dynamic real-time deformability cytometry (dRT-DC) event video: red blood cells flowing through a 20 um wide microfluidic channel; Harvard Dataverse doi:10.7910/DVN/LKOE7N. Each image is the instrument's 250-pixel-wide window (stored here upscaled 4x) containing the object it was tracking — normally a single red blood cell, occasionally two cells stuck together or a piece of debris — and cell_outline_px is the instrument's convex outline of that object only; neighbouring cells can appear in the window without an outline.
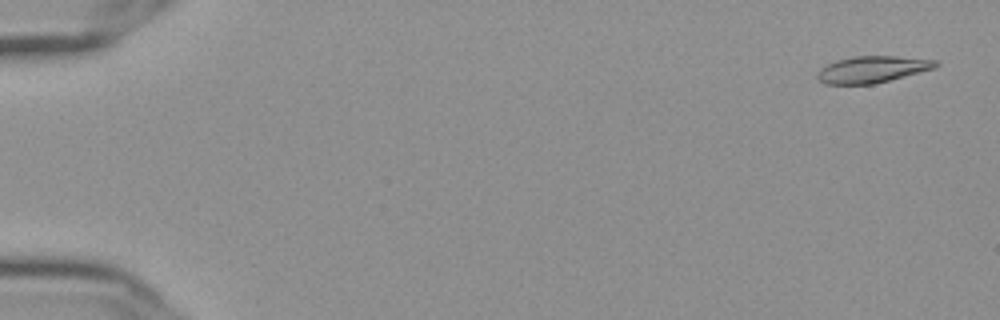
{"species": "Egyptian fruit bat (a non-hibernating species)", "species_latin": "Rousettus aegyptiacus", "temperature_condition": "cold", "stored_images_in_passage": 57, "camera_frame_rate_fps": 3000, "um_per_image_px": 0.085, "frame": {"image": 1, "passage_image": 3, "time_ms": 0.667, "image_size_px": [1000, 320], "cell_outline_px": [[940, 64], [936, 68], [872, 84], [824, 84], [816, 76], [816, 72], [820, 68], [836, 60], [852, 56], [896, 56], [936, 60]], "centroid_in_image_um": [74.12, 5.89], "position_along_channel_um": 10.9, "area_um2": 18.32}}
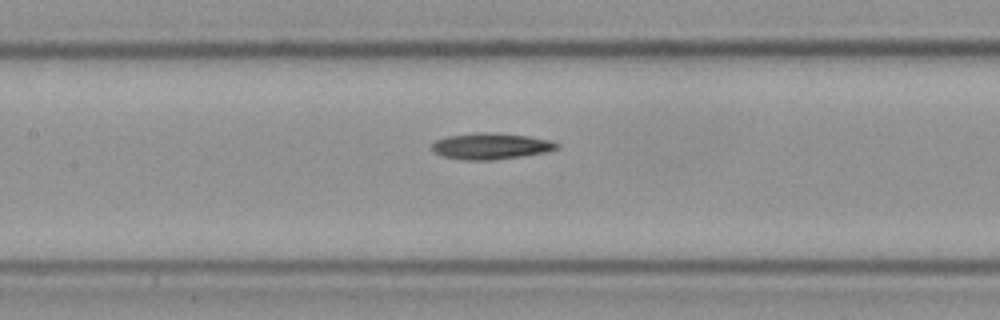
{"frame": {"image": 2, "passage_image": 28, "time_ms": 9.0, "image_size_px": [1000, 320], "cell_outline_px": [[560, 148], [544, 152], [520, 156], [488, 160], [468, 160], [444, 156], [436, 152], [432, 148], [432, 140], [448, 136], [476, 132], [488, 132], [528, 136], [552, 140], [560, 144]], "centroid_in_image_um": [41.73, 12.4], "position_along_channel_um": 165.7, "area_um2": 18.96}}
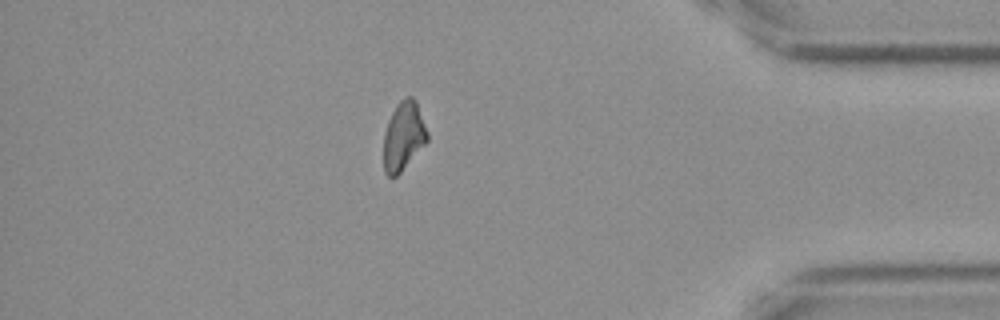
{"frame": {"image": 3, "passage_image": 50, "time_ms": 16.333, "image_size_px": [1000, 320], "cell_outline_px": [[428, 140], [400, 172], [396, 176], [388, 176], [384, 172], [384, 132], [388, 120], [396, 104], [404, 96], [412, 96], [416, 100], [428, 132]], "centroid_in_image_um": [34.29, 11.52], "position_along_channel_um": 400.9, "area_um2": 17.46}, "authors_computed_cell_mechanics": {"area_um2": 18.3804, "velocity_mm_per_s": 3.6429, "shape_relaxation_time_tau1_ms": null, "shape_relaxation_time_tau2_ms": 8.9716, "deformation_change_tau1": null, "deformation_change_tau2": 0.1824}}